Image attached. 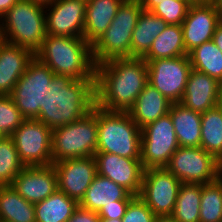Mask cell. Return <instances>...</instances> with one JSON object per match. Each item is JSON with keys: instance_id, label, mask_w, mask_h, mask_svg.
I'll return each instance as SVG.
<instances>
[{"instance_id": "1", "label": "cell", "mask_w": 222, "mask_h": 222, "mask_svg": "<svg viewBox=\"0 0 222 222\" xmlns=\"http://www.w3.org/2000/svg\"><path fill=\"white\" fill-rule=\"evenodd\" d=\"M147 83L143 58H112L96 64L95 105L110 112H128Z\"/></svg>"}, {"instance_id": "2", "label": "cell", "mask_w": 222, "mask_h": 222, "mask_svg": "<svg viewBox=\"0 0 222 222\" xmlns=\"http://www.w3.org/2000/svg\"><path fill=\"white\" fill-rule=\"evenodd\" d=\"M95 106V79L76 80L54 74L45 95V106L36 120L50 129L70 124Z\"/></svg>"}, {"instance_id": "3", "label": "cell", "mask_w": 222, "mask_h": 222, "mask_svg": "<svg viewBox=\"0 0 222 222\" xmlns=\"http://www.w3.org/2000/svg\"><path fill=\"white\" fill-rule=\"evenodd\" d=\"M35 57L54 74L70 76L76 80L95 79L92 46L84 38L46 34Z\"/></svg>"}, {"instance_id": "4", "label": "cell", "mask_w": 222, "mask_h": 222, "mask_svg": "<svg viewBox=\"0 0 222 222\" xmlns=\"http://www.w3.org/2000/svg\"><path fill=\"white\" fill-rule=\"evenodd\" d=\"M0 33L5 42L35 55L46 36L45 5L18 0L0 19Z\"/></svg>"}, {"instance_id": "5", "label": "cell", "mask_w": 222, "mask_h": 222, "mask_svg": "<svg viewBox=\"0 0 222 222\" xmlns=\"http://www.w3.org/2000/svg\"><path fill=\"white\" fill-rule=\"evenodd\" d=\"M96 152L140 159L141 129L128 112H110L97 107Z\"/></svg>"}, {"instance_id": "6", "label": "cell", "mask_w": 222, "mask_h": 222, "mask_svg": "<svg viewBox=\"0 0 222 222\" xmlns=\"http://www.w3.org/2000/svg\"><path fill=\"white\" fill-rule=\"evenodd\" d=\"M142 10L140 0L122 1L110 26L92 45L95 65L112 58H130L131 37Z\"/></svg>"}, {"instance_id": "7", "label": "cell", "mask_w": 222, "mask_h": 222, "mask_svg": "<svg viewBox=\"0 0 222 222\" xmlns=\"http://www.w3.org/2000/svg\"><path fill=\"white\" fill-rule=\"evenodd\" d=\"M97 106L82 118L52 130V164L66 159L91 157L97 151Z\"/></svg>"}, {"instance_id": "8", "label": "cell", "mask_w": 222, "mask_h": 222, "mask_svg": "<svg viewBox=\"0 0 222 222\" xmlns=\"http://www.w3.org/2000/svg\"><path fill=\"white\" fill-rule=\"evenodd\" d=\"M53 77L54 72L34 56L10 94L25 119L38 118L39 110L45 106L46 91Z\"/></svg>"}, {"instance_id": "9", "label": "cell", "mask_w": 222, "mask_h": 222, "mask_svg": "<svg viewBox=\"0 0 222 222\" xmlns=\"http://www.w3.org/2000/svg\"><path fill=\"white\" fill-rule=\"evenodd\" d=\"M182 183L205 184L221 176V162L201 147H181L165 167Z\"/></svg>"}, {"instance_id": "10", "label": "cell", "mask_w": 222, "mask_h": 222, "mask_svg": "<svg viewBox=\"0 0 222 222\" xmlns=\"http://www.w3.org/2000/svg\"><path fill=\"white\" fill-rule=\"evenodd\" d=\"M179 143L170 114L141 129L140 160L144 170L165 168Z\"/></svg>"}, {"instance_id": "11", "label": "cell", "mask_w": 222, "mask_h": 222, "mask_svg": "<svg viewBox=\"0 0 222 222\" xmlns=\"http://www.w3.org/2000/svg\"><path fill=\"white\" fill-rule=\"evenodd\" d=\"M24 166L52 164V129L36 119H26L11 135Z\"/></svg>"}, {"instance_id": "12", "label": "cell", "mask_w": 222, "mask_h": 222, "mask_svg": "<svg viewBox=\"0 0 222 222\" xmlns=\"http://www.w3.org/2000/svg\"><path fill=\"white\" fill-rule=\"evenodd\" d=\"M145 61L148 68V83L172 103L180 102L192 70L189 55Z\"/></svg>"}, {"instance_id": "13", "label": "cell", "mask_w": 222, "mask_h": 222, "mask_svg": "<svg viewBox=\"0 0 222 222\" xmlns=\"http://www.w3.org/2000/svg\"><path fill=\"white\" fill-rule=\"evenodd\" d=\"M181 184L166 168L146 169L139 197L156 216L171 215Z\"/></svg>"}, {"instance_id": "14", "label": "cell", "mask_w": 222, "mask_h": 222, "mask_svg": "<svg viewBox=\"0 0 222 222\" xmlns=\"http://www.w3.org/2000/svg\"><path fill=\"white\" fill-rule=\"evenodd\" d=\"M86 5L87 0H54L45 5L46 34L83 38Z\"/></svg>"}, {"instance_id": "15", "label": "cell", "mask_w": 222, "mask_h": 222, "mask_svg": "<svg viewBox=\"0 0 222 222\" xmlns=\"http://www.w3.org/2000/svg\"><path fill=\"white\" fill-rule=\"evenodd\" d=\"M221 18L210 0H194L181 24L187 54L212 40Z\"/></svg>"}, {"instance_id": "16", "label": "cell", "mask_w": 222, "mask_h": 222, "mask_svg": "<svg viewBox=\"0 0 222 222\" xmlns=\"http://www.w3.org/2000/svg\"><path fill=\"white\" fill-rule=\"evenodd\" d=\"M57 173L58 190L78 203L97 174L94 156L66 159L53 163Z\"/></svg>"}, {"instance_id": "17", "label": "cell", "mask_w": 222, "mask_h": 222, "mask_svg": "<svg viewBox=\"0 0 222 222\" xmlns=\"http://www.w3.org/2000/svg\"><path fill=\"white\" fill-rule=\"evenodd\" d=\"M97 174L109 178L131 194L139 196L144 168L140 159H130L116 154L96 152Z\"/></svg>"}, {"instance_id": "18", "label": "cell", "mask_w": 222, "mask_h": 222, "mask_svg": "<svg viewBox=\"0 0 222 222\" xmlns=\"http://www.w3.org/2000/svg\"><path fill=\"white\" fill-rule=\"evenodd\" d=\"M11 187L25 200L36 204L58 190L56 170L53 164L25 166L14 178Z\"/></svg>"}, {"instance_id": "19", "label": "cell", "mask_w": 222, "mask_h": 222, "mask_svg": "<svg viewBox=\"0 0 222 222\" xmlns=\"http://www.w3.org/2000/svg\"><path fill=\"white\" fill-rule=\"evenodd\" d=\"M221 85L217 79L192 69L179 103L193 111L204 113L219 105Z\"/></svg>"}, {"instance_id": "20", "label": "cell", "mask_w": 222, "mask_h": 222, "mask_svg": "<svg viewBox=\"0 0 222 222\" xmlns=\"http://www.w3.org/2000/svg\"><path fill=\"white\" fill-rule=\"evenodd\" d=\"M34 54L25 48L0 42V95H10Z\"/></svg>"}, {"instance_id": "21", "label": "cell", "mask_w": 222, "mask_h": 222, "mask_svg": "<svg viewBox=\"0 0 222 222\" xmlns=\"http://www.w3.org/2000/svg\"><path fill=\"white\" fill-rule=\"evenodd\" d=\"M172 102L147 83L128 111L140 129L169 113Z\"/></svg>"}, {"instance_id": "22", "label": "cell", "mask_w": 222, "mask_h": 222, "mask_svg": "<svg viewBox=\"0 0 222 222\" xmlns=\"http://www.w3.org/2000/svg\"><path fill=\"white\" fill-rule=\"evenodd\" d=\"M135 195L109 178L96 174L79 206L98 212L103 206L117 204V200H132Z\"/></svg>"}, {"instance_id": "23", "label": "cell", "mask_w": 222, "mask_h": 222, "mask_svg": "<svg viewBox=\"0 0 222 222\" xmlns=\"http://www.w3.org/2000/svg\"><path fill=\"white\" fill-rule=\"evenodd\" d=\"M123 0H87L83 38L92 46L107 30Z\"/></svg>"}, {"instance_id": "24", "label": "cell", "mask_w": 222, "mask_h": 222, "mask_svg": "<svg viewBox=\"0 0 222 222\" xmlns=\"http://www.w3.org/2000/svg\"><path fill=\"white\" fill-rule=\"evenodd\" d=\"M169 114L174 124L179 146L200 147L201 113L193 111L178 102L172 103Z\"/></svg>"}, {"instance_id": "25", "label": "cell", "mask_w": 222, "mask_h": 222, "mask_svg": "<svg viewBox=\"0 0 222 222\" xmlns=\"http://www.w3.org/2000/svg\"><path fill=\"white\" fill-rule=\"evenodd\" d=\"M167 25L162 18L151 11L142 10L132 33L130 58H144L155 38Z\"/></svg>"}, {"instance_id": "26", "label": "cell", "mask_w": 222, "mask_h": 222, "mask_svg": "<svg viewBox=\"0 0 222 222\" xmlns=\"http://www.w3.org/2000/svg\"><path fill=\"white\" fill-rule=\"evenodd\" d=\"M1 222H36L35 204L21 197L14 188L0 186Z\"/></svg>"}, {"instance_id": "27", "label": "cell", "mask_w": 222, "mask_h": 222, "mask_svg": "<svg viewBox=\"0 0 222 222\" xmlns=\"http://www.w3.org/2000/svg\"><path fill=\"white\" fill-rule=\"evenodd\" d=\"M78 206L75 199L56 190L48 198L35 204L36 222H67Z\"/></svg>"}, {"instance_id": "28", "label": "cell", "mask_w": 222, "mask_h": 222, "mask_svg": "<svg viewBox=\"0 0 222 222\" xmlns=\"http://www.w3.org/2000/svg\"><path fill=\"white\" fill-rule=\"evenodd\" d=\"M188 55L181 25H167L155 38L144 60L175 58Z\"/></svg>"}, {"instance_id": "29", "label": "cell", "mask_w": 222, "mask_h": 222, "mask_svg": "<svg viewBox=\"0 0 222 222\" xmlns=\"http://www.w3.org/2000/svg\"><path fill=\"white\" fill-rule=\"evenodd\" d=\"M200 147L222 163V107L201 113Z\"/></svg>"}, {"instance_id": "30", "label": "cell", "mask_w": 222, "mask_h": 222, "mask_svg": "<svg viewBox=\"0 0 222 222\" xmlns=\"http://www.w3.org/2000/svg\"><path fill=\"white\" fill-rule=\"evenodd\" d=\"M202 184L182 183L171 216L177 222H199Z\"/></svg>"}, {"instance_id": "31", "label": "cell", "mask_w": 222, "mask_h": 222, "mask_svg": "<svg viewBox=\"0 0 222 222\" xmlns=\"http://www.w3.org/2000/svg\"><path fill=\"white\" fill-rule=\"evenodd\" d=\"M192 69L222 83V52L212 40L204 42L189 54Z\"/></svg>"}, {"instance_id": "32", "label": "cell", "mask_w": 222, "mask_h": 222, "mask_svg": "<svg viewBox=\"0 0 222 222\" xmlns=\"http://www.w3.org/2000/svg\"><path fill=\"white\" fill-rule=\"evenodd\" d=\"M199 222H222V177L202 184Z\"/></svg>"}, {"instance_id": "33", "label": "cell", "mask_w": 222, "mask_h": 222, "mask_svg": "<svg viewBox=\"0 0 222 222\" xmlns=\"http://www.w3.org/2000/svg\"><path fill=\"white\" fill-rule=\"evenodd\" d=\"M24 167L12 138L4 136L0 139V186H10Z\"/></svg>"}, {"instance_id": "34", "label": "cell", "mask_w": 222, "mask_h": 222, "mask_svg": "<svg viewBox=\"0 0 222 222\" xmlns=\"http://www.w3.org/2000/svg\"><path fill=\"white\" fill-rule=\"evenodd\" d=\"M26 119L10 95H0V132L10 136Z\"/></svg>"}, {"instance_id": "35", "label": "cell", "mask_w": 222, "mask_h": 222, "mask_svg": "<svg viewBox=\"0 0 222 222\" xmlns=\"http://www.w3.org/2000/svg\"><path fill=\"white\" fill-rule=\"evenodd\" d=\"M193 2L194 0H174V2L160 3L151 12L162 18L168 25H181Z\"/></svg>"}, {"instance_id": "36", "label": "cell", "mask_w": 222, "mask_h": 222, "mask_svg": "<svg viewBox=\"0 0 222 222\" xmlns=\"http://www.w3.org/2000/svg\"><path fill=\"white\" fill-rule=\"evenodd\" d=\"M156 215L139 197L135 196L127 206L122 222H153Z\"/></svg>"}, {"instance_id": "37", "label": "cell", "mask_w": 222, "mask_h": 222, "mask_svg": "<svg viewBox=\"0 0 222 222\" xmlns=\"http://www.w3.org/2000/svg\"><path fill=\"white\" fill-rule=\"evenodd\" d=\"M131 200H117V204L103 206L98 212L100 219H122Z\"/></svg>"}, {"instance_id": "38", "label": "cell", "mask_w": 222, "mask_h": 222, "mask_svg": "<svg viewBox=\"0 0 222 222\" xmlns=\"http://www.w3.org/2000/svg\"><path fill=\"white\" fill-rule=\"evenodd\" d=\"M67 222H100L97 212L78 206Z\"/></svg>"}, {"instance_id": "39", "label": "cell", "mask_w": 222, "mask_h": 222, "mask_svg": "<svg viewBox=\"0 0 222 222\" xmlns=\"http://www.w3.org/2000/svg\"><path fill=\"white\" fill-rule=\"evenodd\" d=\"M143 10L151 11L160 3L174 2V0H140Z\"/></svg>"}, {"instance_id": "40", "label": "cell", "mask_w": 222, "mask_h": 222, "mask_svg": "<svg viewBox=\"0 0 222 222\" xmlns=\"http://www.w3.org/2000/svg\"><path fill=\"white\" fill-rule=\"evenodd\" d=\"M212 41L222 52V21L217 25Z\"/></svg>"}, {"instance_id": "41", "label": "cell", "mask_w": 222, "mask_h": 222, "mask_svg": "<svg viewBox=\"0 0 222 222\" xmlns=\"http://www.w3.org/2000/svg\"><path fill=\"white\" fill-rule=\"evenodd\" d=\"M18 0H0V19Z\"/></svg>"}, {"instance_id": "42", "label": "cell", "mask_w": 222, "mask_h": 222, "mask_svg": "<svg viewBox=\"0 0 222 222\" xmlns=\"http://www.w3.org/2000/svg\"><path fill=\"white\" fill-rule=\"evenodd\" d=\"M153 222H177L171 215L156 216Z\"/></svg>"}, {"instance_id": "43", "label": "cell", "mask_w": 222, "mask_h": 222, "mask_svg": "<svg viewBox=\"0 0 222 222\" xmlns=\"http://www.w3.org/2000/svg\"><path fill=\"white\" fill-rule=\"evenodd\" d=\"M216 8V11L218 12L221 20H222V0H210Z\"/></svg>"}, {"instance_id": "44", "label": "cell", "mask_w": 222, "mask_h": 222, "mask_svg": "<svg viewBox=\"0 0 222 222\" xmlns=\"http://www.w3.org/2000/svg\"><path fill=\"white\" fill-rule=\"evenodd\" d=\"M32 2H37V3H41L43 5H47V4H50L52 3L54 0H30Z\"/></svg>"}, {"instance_id": "45", "label": "cell", "mask_w": 222, "mask_h": 222, "mask_svg": "<svg viewBox=\"0 0 222 222\" xmlns=\"http://www.w3.org/2000/svg\"><path fill=\"white\" fill-rule=\"evenodd\" d=\"M100 222H122L121 219H100Z\"/></svg>"}, {"instance_id": "46", "label": "cell", "mask_w": 222, "mask_h": 222, "mask_svg": "<svg viewBox=\"0 0 222 222\" xmlns=\"http://www.w3.org/2000/svg\"><path fill=\"white\" fill-rule=\"evenodd\" d=\"M219 105L222 107V87H221V93H220V103Z\"/></svg>"}, {"instance_id": "47", "label": "cell", "mask_w": 222, "mask_h": 222, "mask_svg": "<svg viewBox=\"0 0 222 222\" xmlns=\"http://www.w3.org/2000/svg\"><path fill=\"white\" fill-rule=\"evenodd\" d=\"M4 137V135L0 132V139H2Z\"/></svg>"}]
</instances>
